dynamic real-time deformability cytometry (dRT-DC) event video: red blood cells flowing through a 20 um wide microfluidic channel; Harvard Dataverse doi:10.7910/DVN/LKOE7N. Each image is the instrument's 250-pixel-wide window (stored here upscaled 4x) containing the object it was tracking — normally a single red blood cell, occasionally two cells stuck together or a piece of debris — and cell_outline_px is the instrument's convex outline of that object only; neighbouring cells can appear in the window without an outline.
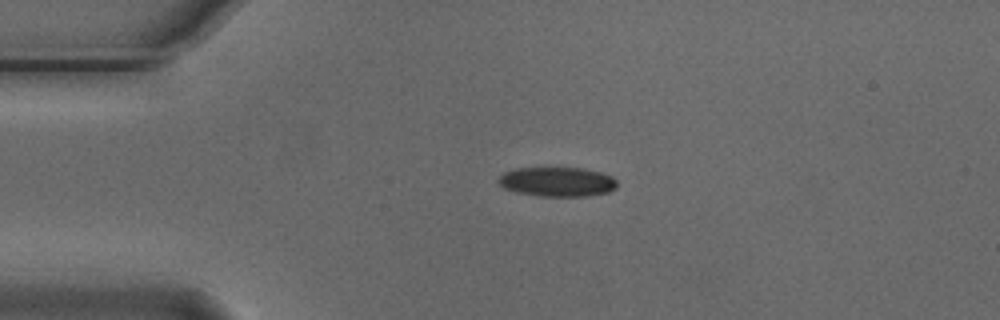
{"species": "Egyptian fruit bat (a non-hibernating species)", "species_latin": "Rousettus aegyptiacus", "temperature_condition": "cold", "stored_images_in_passage": 2, "camera_frame_rate_fps": 3000, "um_per_image_px": 0.085, "animal": {"sex": "male"}, "frame": {"image": 1, "passage_image": 1, "time_ms": 0.0, "image_size_px": [1000, 320], "cell_outline_px": [[616, 188], [608, 192], [588, 196], [540, 196], [516, 192], [504, 188], [496, 180], [504, 172], [516, 168], [584, 168], [600, 172], [612, 176], [616, 180]], "centroid_in_image_um": [47.36, 15.45], "position_along_channel_um": 37.6, "area_um2": 20.4}}